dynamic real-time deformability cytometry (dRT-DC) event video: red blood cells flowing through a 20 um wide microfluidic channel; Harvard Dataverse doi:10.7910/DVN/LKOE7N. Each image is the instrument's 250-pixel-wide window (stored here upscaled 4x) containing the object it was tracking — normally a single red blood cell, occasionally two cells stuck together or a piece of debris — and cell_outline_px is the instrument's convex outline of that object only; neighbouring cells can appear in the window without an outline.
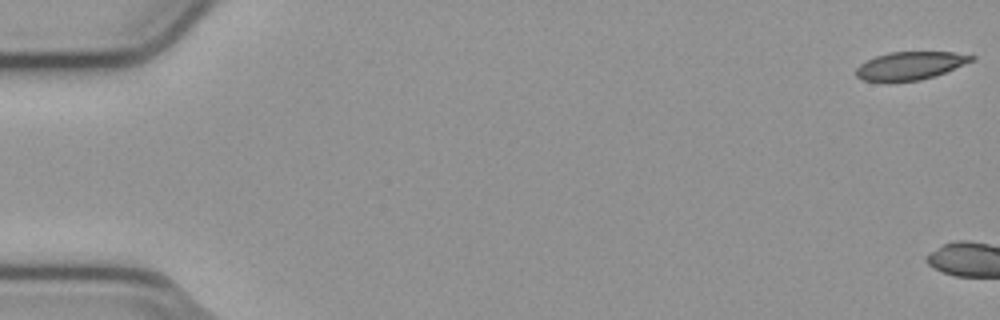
{"species": "common noctule bat (a hibernating species)", "species_latin": "Nyctalus noctula", "temperature_condition": "cold", "stored_images_in_passage": 4, "camera_frame_rate_fps": 3000, "um_per_image_px": 0.085, "animal": {"sex": "male", "body_mass_g": 23.1, "forearm_length_mm": 52.7}, "frame": {"image": 1, "passage_image": 1, "time_ms": 0.0, "image_size_px": [1000, 320], "cell_outline_px": [[976, 56], [972, 60], [936, 76], [920, 80], [888, 84], [864, 80], [856, 76], [856, 68], [860, 64], [876, 56], [888, 52], [952, 52]], "centroid_in_image_um": [77.29, 5.62], "position_along_channel_um": 7.7, "area_um2": 19.13}}